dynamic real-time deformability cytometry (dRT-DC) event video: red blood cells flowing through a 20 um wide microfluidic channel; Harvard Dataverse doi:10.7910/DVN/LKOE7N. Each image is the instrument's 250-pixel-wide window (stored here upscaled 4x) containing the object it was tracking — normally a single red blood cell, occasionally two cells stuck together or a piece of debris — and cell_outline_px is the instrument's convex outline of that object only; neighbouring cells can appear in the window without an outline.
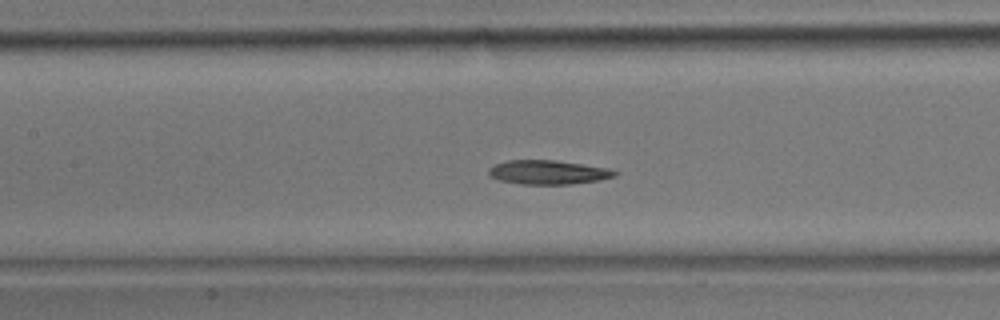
{"species": "common noctule bat (a hibernating species)", "species_latin": "Nyctalus noctula", "temperature_condition": "room temperature", "stored_images_in_passage": 39, "camera_frame_rate_fps": 3000, "um_per_image_px": 0.085, "animal": {"sex": "male", "body_mass_g": 17.9}, "frame": {"image": 1, "passage_image": 17, "time_ms": 5.333, "image_size_px": [1000, 320], "cell_outline_px": [[620, 172], [616, 176], [596, 180], [568, 184], [520, 184], [500, 180], [492, 176], [488, 172], [488, 168], [496, 164], [508, 160], [556, 160], [608, 168]], "centroid_in_image_um": [46.6, 14.63], "position_along_channel_um": 160.8, "area_um2": 17.51}}